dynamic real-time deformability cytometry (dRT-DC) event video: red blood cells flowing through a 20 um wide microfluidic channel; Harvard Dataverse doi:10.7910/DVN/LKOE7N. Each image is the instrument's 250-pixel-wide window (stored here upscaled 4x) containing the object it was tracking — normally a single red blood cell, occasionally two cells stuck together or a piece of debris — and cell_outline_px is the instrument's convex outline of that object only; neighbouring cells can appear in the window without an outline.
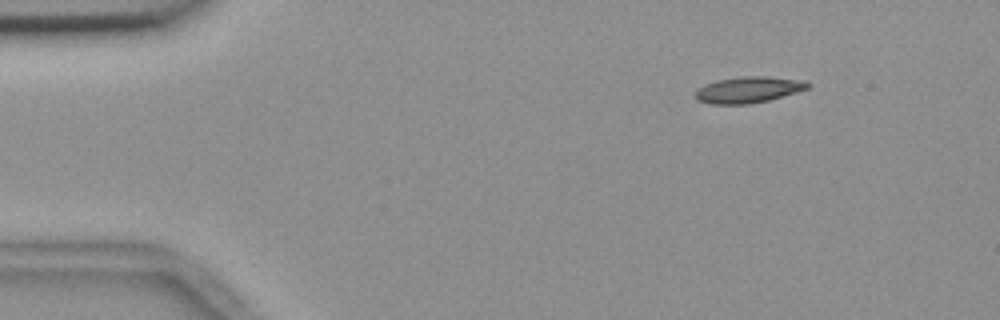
{"species": "common noctule bat (a hibernating species)", "species_latin": "Nyctalus noctula", "temperature_condition": "room temperature", "stored_images_in_passage": 4, "camera_frame_rate_fps": 3000, "um_per_image_px": 0.085, "animal": {"sex": "female", "body_mass_g": 18.4}, "frame": {"image": 1, "passage_image": 1, "time_ms": 0.0, "image_size_px": [1000, 320], "cell_outline_px": [[812, 84], [808, 88], [768, 100], [748, 104], [712, 104], [696, 100], [692, 96], [696, 88], [704, 84], [716, 80], [744, 76], [768, 76], [808, 80]], "centroid_in_image_um": [63.57, 7.61], "position_along_channel_um": 21.4, "area_um2": 17.46}}